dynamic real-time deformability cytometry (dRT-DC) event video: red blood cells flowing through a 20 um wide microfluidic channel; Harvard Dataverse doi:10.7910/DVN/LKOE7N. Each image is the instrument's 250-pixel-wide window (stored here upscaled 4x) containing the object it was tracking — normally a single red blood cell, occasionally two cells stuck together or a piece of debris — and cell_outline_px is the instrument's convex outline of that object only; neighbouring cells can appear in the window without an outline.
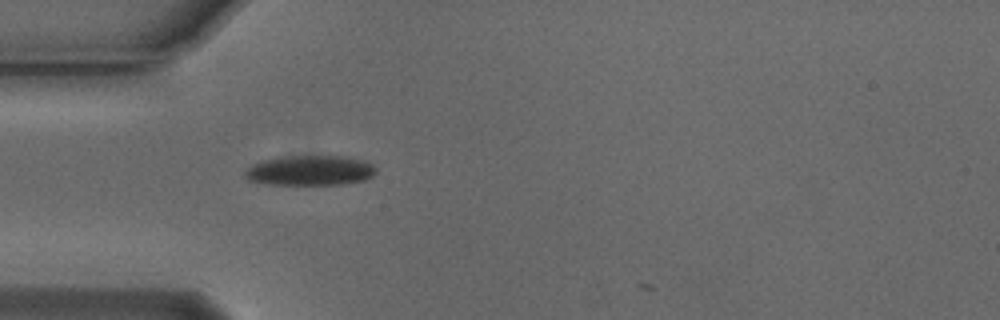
{"species": "Egyptian fruit bat (a non-hibernating species)", "species_latin": "Rousettus aegyptiacus", "temperature_condition": "cold", "stored_images_in_passage": 27, "camera_frame_rate_fps": 3000, "um_per_image_px": 0.085, "animal": {"sex": "male"}, "frame": {"image": 1, "passage_image": 1, "time_ms": 0.0, "image_size_px": [1000, 320], "cell_outline_px": [[376, 172], [372, 176], [364, 180], [344, 184], [264, 184], [248, 180], [244, 176], [244, 172], [252, 164], [264, 160], [288, 156], [344, 156], [364, 160], [372, 164], [376, 168]], "centroid_in_image_um": [26.36, 14.49], "position_along_channel_um": 58.6, "area_um2": 22.89}}
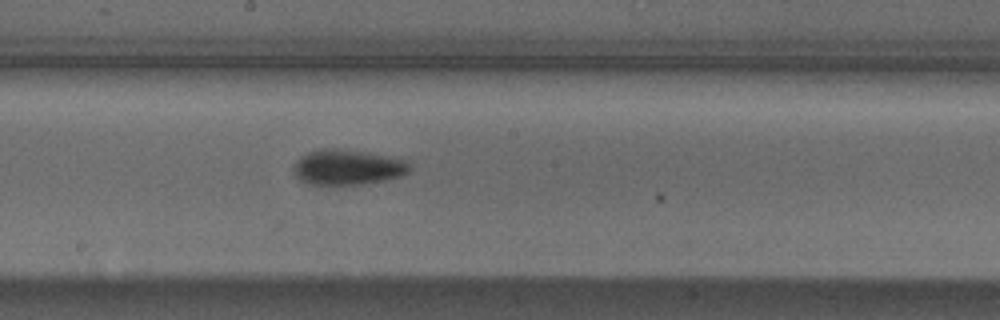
{"frame": {"image": 2, "passage_image": 14, "time_ms": 4.333, "image_size_px": [1000, 320], "cell_outline_px": [[412, 168], [408, 172], [400, 176], [388, 180], [364, 184], [308, 184], [300, 180], [296, 176], [292, 168], [296, 160], [300, 156], [308, 152], [320, 148], [344, 148], [388, 156], [404, 160], [412, 164]], "centroid_in_image_um": [29.54, 14.2], "position_along_channel_um": 218.7, "area_um2": 24.22}}
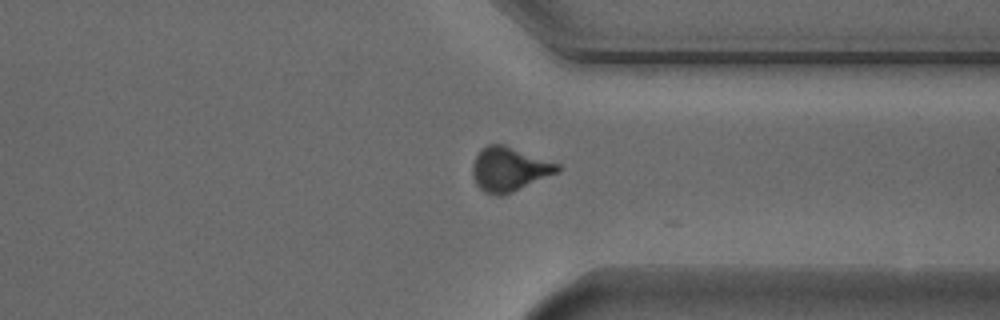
{"frame": {"image": 3, "passage_image": 26, "time_ms": 8.333, "image_size_px": [1000, 320], "cell_outline_px": [[564, 168], [560, 172], [512, 192], [500, 196], [484, 192], [476, 184], [472, 172], [472, 164], [480, 148], [488, 144], [504, 144], [560, 164]], "centroid_in_image_um": [43.31, 14.37], "position_along_channel_um": 368.1, "area_um2": 22.08}, "authors_computed_cell_mechanics": {"area_um2": 22.831, "velocity_mm_per_s": 3.7701, "shape_relaxation_time_tau1_ms": 3.9075, "shape_relaxation_time_tau2_ms": 3.9947, "deformation_change_tau1": 0.1163, "deformation_change_tau2": 0.1076}}